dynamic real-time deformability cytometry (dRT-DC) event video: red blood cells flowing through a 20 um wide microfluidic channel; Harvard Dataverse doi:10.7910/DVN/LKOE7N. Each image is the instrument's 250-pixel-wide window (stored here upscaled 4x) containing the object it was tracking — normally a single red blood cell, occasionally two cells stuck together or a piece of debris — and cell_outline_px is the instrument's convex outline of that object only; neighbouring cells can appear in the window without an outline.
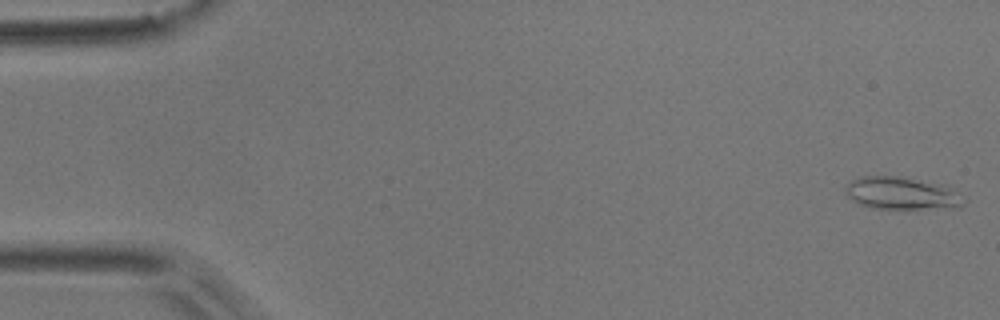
{"species": "common noctule bat (a hibernating species)", "species_latin": "Nyctalus noctula", "temperature_condition": "room temperature", "stored_images_in_passage": 54, "camera_frame_rate_fps": 3000, "um_per_image_px": 0.085, "animal": {"sex": "male", "body_mass_g": 17.9}, "frame": {"image": 1, "passage_image": 1, "time_ms": 0.0, "image_size_px": [1000, 320], "cell_outline_px": [[968, 200], [960, 208], [872, 208], [860, 204], [852, 200], [844, 192], [844, 188], [852, 180], [860, 176], [896, 176], [944, 184]], "centroid_in_image_um": [76.67, 16.43], "position_along_channel_um": 8.3, "area_um2": 22.48}}
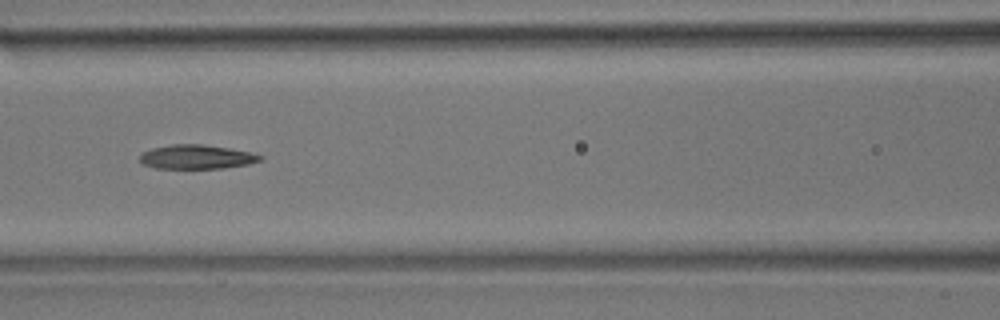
{"frame": {"image": 2, "passage_image": 23, "time_ms": 7.333, "image_size_px": [1000, 320], "cell_outline_px": [[264, 156], [260, 160], [248, 164], [224, 168], [156, 168], [144, 164], [140, 160], [140, 156], [144, 152], [152, 148], [172, 144], [204, 144], [228, 148], [248, 152]], "centroid_in_image_um": [16.71, 13.33], "position_along_channel_um": 149.9, "area_um2": 16.7}}
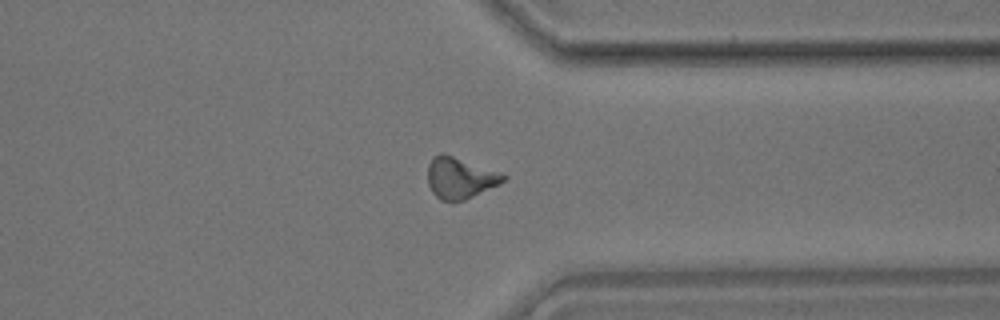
{"frame": {"image": 3, "passage_image": 41, "time_ms": 13.333, "image_size_px": [1000, 320], "cell_outline_px": [[508, 180], [500, 184], [464, 200], [452, 204], [440, 200], [432, 192], [428, 184], [428, 164], [432, 156], [440, 152], [444, 152], [508, 176]], "centroid_in_image_um": [39.07, 15.14], "position_along_channel_um": 372.3, "area_um2": 18.5}, "authors_computed_cell_mechanics": {"area_um2": 17.7157, "velocity_mm_per_s": 3.7569, "shape_relaxation_time_tau1_ms": 10.2475, "shape_relaxation_time_tau2_ms": null, "deformation_change_tau1": 0.2425, "deformation_change_tau2": null}}